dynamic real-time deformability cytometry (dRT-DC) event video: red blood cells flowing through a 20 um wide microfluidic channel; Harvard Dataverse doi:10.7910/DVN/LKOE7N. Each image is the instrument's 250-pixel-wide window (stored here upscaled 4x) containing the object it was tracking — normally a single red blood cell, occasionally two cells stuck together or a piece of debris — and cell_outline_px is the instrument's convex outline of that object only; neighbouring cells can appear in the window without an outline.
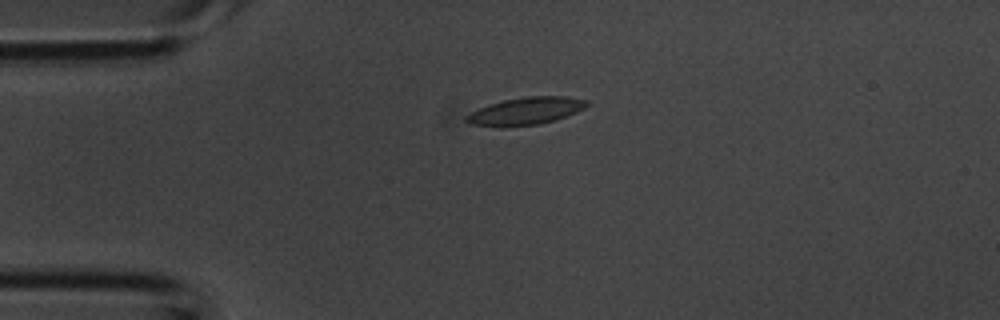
{"species": "common noctule bat (a hibernating species)", "species_latin": "Nyctalus noctula", "temperature_condition": "room temperature", "stored_images_in_passage": 1, "camera_frame_rate_fps": 3000, "um_per_image_px": 0.085, "animal": {"sex": "male", "body_mass_g": 20.1, "forearm_length_mm": 53.5}, "frame": {"image": 1, "passage_image": 1, "time_ms": 0.0, "image_size_px": [1000, 320], "cell_outline_px": [[588, 104], [584, 108], [576, 112], [556, 120], [540, 124], [500, 128], [472, 124], [464, 120], [464, 116], [488, 104], [504, 100], [528, 96], [564, 96], [588, 100]], "centroid_in_image_um": [44.66, 9.45], "position_along_channel_um": 40.3, "area_um2": 19.42}}